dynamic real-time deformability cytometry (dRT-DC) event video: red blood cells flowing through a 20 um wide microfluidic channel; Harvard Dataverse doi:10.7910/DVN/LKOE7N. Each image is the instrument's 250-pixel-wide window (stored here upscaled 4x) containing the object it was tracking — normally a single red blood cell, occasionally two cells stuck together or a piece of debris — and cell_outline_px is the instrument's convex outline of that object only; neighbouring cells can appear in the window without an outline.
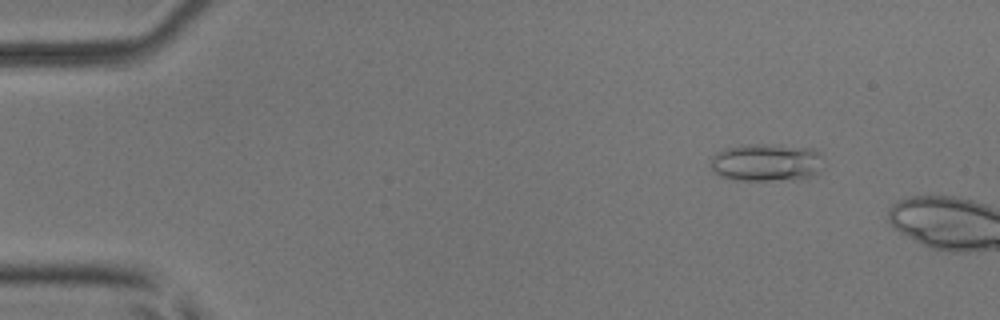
{"species": "common noctule bat (a hibernating species)", "species_latin": "Nyctalus noctula", "temperature_condition": "room temperature", "stored_images_in_passage": 10, "camera_frame_rate_fps": 3000, "um_per_image_px": 0.085, "animal": {"sex": "male", "body_mass_g": 17.9, "forearm_length_mm": 54.2}, "frame": {"image": 1, "passage_image": 7, "time_ms": 2.0, "image_size_px": [1000, 320], "cell_outline_px": [[820, 156], [816, 172], [812, 176], [800, 180], [732, 180], [720, 176], [712, 168], [712, 156], [716, 152], [724, 148], [744, 144], [760, 144], [812, 148], [820, 152]], "centroid_in_image_um": [65.09, 13.81], "position_along_channel_um": 19.9, "area_um2": 24.62}}